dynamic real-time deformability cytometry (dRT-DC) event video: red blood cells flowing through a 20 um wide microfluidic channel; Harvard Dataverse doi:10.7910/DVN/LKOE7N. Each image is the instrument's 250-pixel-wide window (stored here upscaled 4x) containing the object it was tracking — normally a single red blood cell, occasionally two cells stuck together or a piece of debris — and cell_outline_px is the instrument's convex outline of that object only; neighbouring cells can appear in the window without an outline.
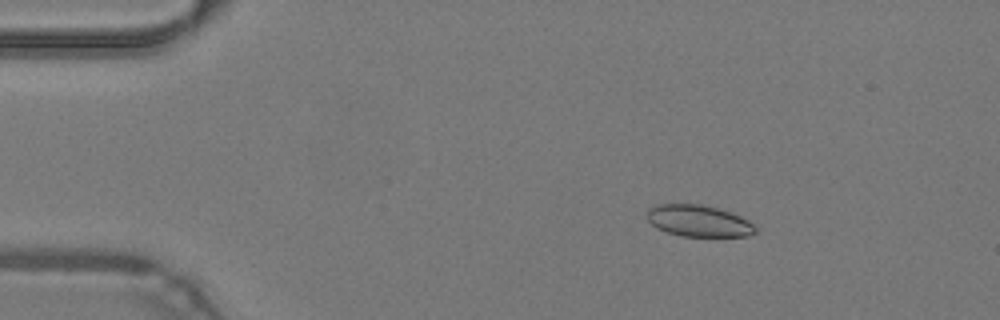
{"species": "common noctule bat (a hibernating species)", "species_latin": "Nyctalus noctula", "temperature_condition": "warm", "stored_images_in_passage": 10, "camera_frame_rate_fps": 3000, "um_per_image_px": 0.085, "animal": {"sex": "male", "body_mass_g": 19.2, "forearm_length_mm": 51.8}, "frame": {"image": 1, "passage_image": 8, "time_ms": 2.333, "image_size_px": [1000, 320], "cell_outline_px": [[756, 232], [748, 236], [680, 236], [656, 228], [648, 220], [648, 208], [656, 204], [700, 204], [716, 208], [740, 216], [748, 220], [756, 228]], "centroid_in_image_um": [59.36, 18.78], "position_along_channel_um": 25.6, "area_um2": 19.77}}